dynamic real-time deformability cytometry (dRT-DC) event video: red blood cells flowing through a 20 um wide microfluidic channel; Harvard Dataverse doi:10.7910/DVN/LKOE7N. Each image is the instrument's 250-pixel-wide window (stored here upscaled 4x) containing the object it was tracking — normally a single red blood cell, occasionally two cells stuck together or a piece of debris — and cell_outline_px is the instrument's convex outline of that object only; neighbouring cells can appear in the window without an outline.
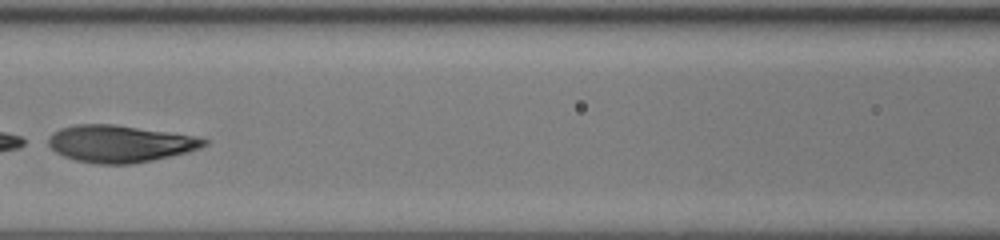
{"species": "human", "species_latin": "Homo sapiens", "temperature_condition": "room temperature", "stored_images_in_passage": 28, "camera_frame_rate_fps": 3000, "um_per_image_px": 0.085, "donor": {"sex": "female"}, "frame": {"image": 1, "passage_image": 12, "time_ms": 3.667, "image_size_px": [1000, 240], "cell_outline_px": [[208, 144], [200, 148], [188, 152], [152, 160], [132, 164], [96, 164], [76, 160], [64, 156], [56, 152], [48, 144], [48, 136], [52, 132], [60, 128], [76, 124], [112, 124], [200, 136], [208, 140]], "centroid_in_image_um": [10.21, 12.21], "position_along_channel_um": 156.4, "area_um2": 33.81}}
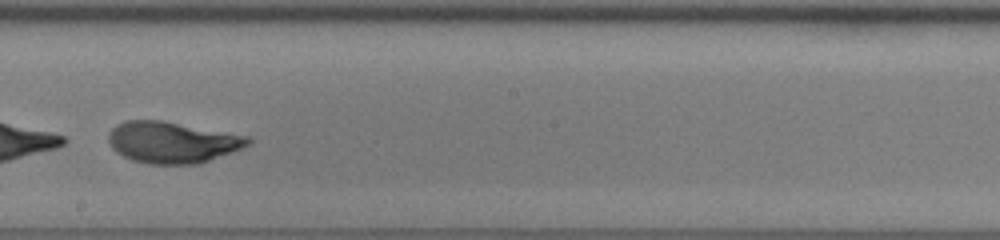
{"frame": {"image": 2, "passage_image": 17, "time_ms": 5.333, "image_size_px": [1000, 240], "cell_outline_px": [[252, 140], [244, 148], [196, 164], [148, 164], [132, 160], [116, 152], [112, 148], [108, 140], [108, 132], [116, 124], [124, 120], [160, 120], [252, 136]], "centroid_in_image_um": [14.64, 12.08], "position_along_channel_um": 233.6, "area_um2": 33.81}}
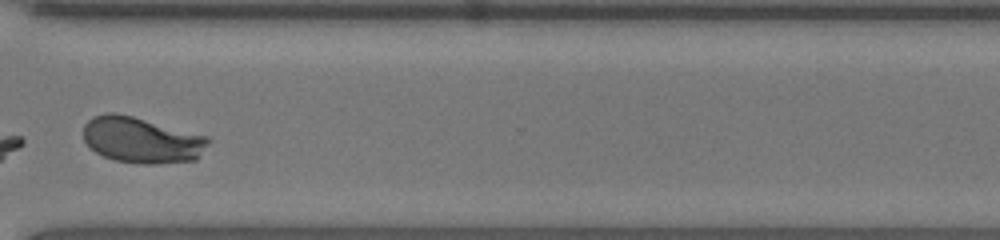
{"frame": {"image": 3, "passage_image": 25, "time_ms": 8.0, "image_size_px": [1000, 240], "cell_outline_px": [[212, 140], [200, 156], [196, 160], [156, 164], [140, 164], [116, 160], [104, 156], [96, 152], [84, 140], [84, 124], [92, 116], [104, 112], [116, 112], [132, 116], [208, 136]], "centroid_in_image_um": [12.06, 11.9], "position_along_channel_um": 358.5, "area_um2": 33.64}}